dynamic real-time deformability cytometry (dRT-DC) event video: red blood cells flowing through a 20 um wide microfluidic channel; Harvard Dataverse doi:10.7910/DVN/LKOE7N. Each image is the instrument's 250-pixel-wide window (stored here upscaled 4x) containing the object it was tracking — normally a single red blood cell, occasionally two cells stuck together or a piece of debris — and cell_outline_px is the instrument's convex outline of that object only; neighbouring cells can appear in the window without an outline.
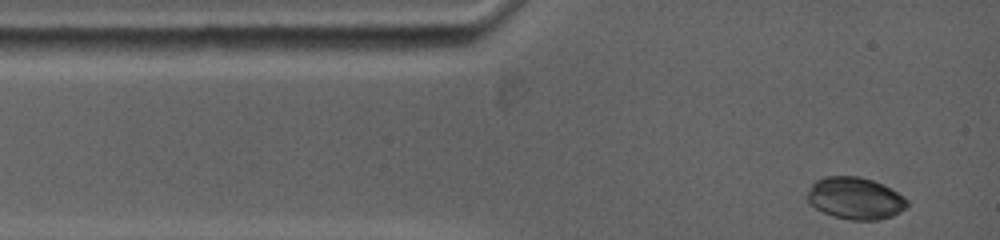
{"species": "common noctule bat (a hibernating species)", "species_latin": "Nyctalus noctula", "temperature_condition": "warm", "stored_images_in_passage": 29, "camera_frame_rate_fps": 5000, "um_per_image_px": 0.085, "animal": {"sex": "female", "body_mass_g": 19.0, "forearm_length_mm": 53.3}, "frame": {"image": 1, "passage_image": 1, "time_ms": 0.0, "image_size_px": [1000, 240], "cell_outline_px": [[908, 204], [900, 212], [892, 216], [880, 220], [852, 220], [832, 216], [808, 204], [804, 196], [812, 184], [816, 180], [824, 176], [860, 176], [872, 180], [904, 196], [908, 200]], "centroid_in_image_um": [72.64, 16.86], "position_along_channel_um": 12.4, "area_um2": 24.57}}
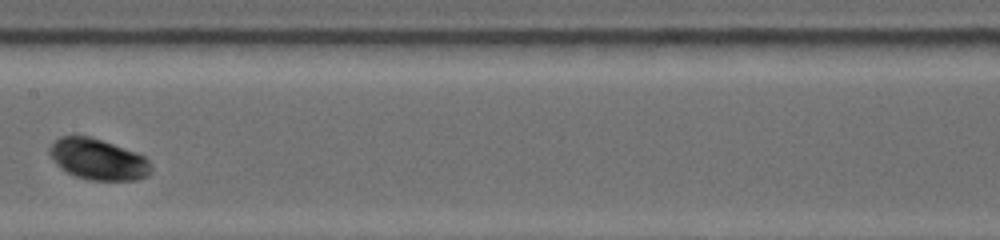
{"frame": {"image": 2, "passage_image": 13, "time_ms": 5.8, "image_size_px": [1000, 240], "cell_outline_px": [[152, 172], [148, 176], [136, 180], [88, 180], [76, 176], [60, 168], [52, 160], [48, 152], [48, 148], [52, 140], [60, 136], [88, 136], [136, 152], [144, 156], [152, 164]], "centroid_in_image_um": [8.31, 13.55], "position_along_channel_um": 199.1, "area_um2": 24.45}}
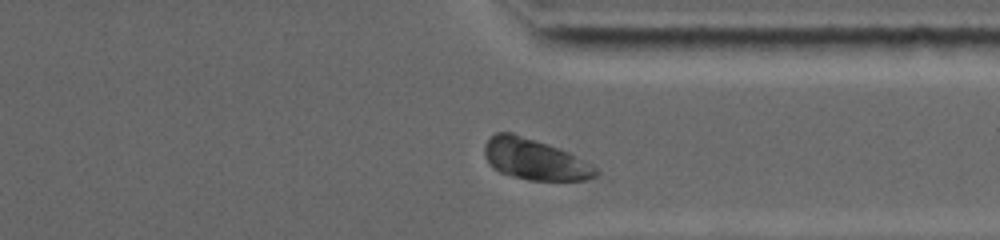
{"frame": {"image": 3, "passage_image": 25, "time_ms": 10.2, "image_size_px": [1000, 240], "cell_outline_px": [[600, 172], [596, 176], [584, 180], [528, 180], [500, 172], [492, 168], [484, 156], [484, 144], [496, 132], [512, 132], [536, 140], [568, 152], [596, 168]], "centroid_in_image_um": [45.4, 13.54], "position_along_channel_um": 366.0, "area_um2": 26.24}, "authors_computed_cell_mechanics": {"area_um2": 24.7384, "velocity_mm_per_s": 3.7939, "shape_relaxation_time_tau1_ms": 1.3522, "shape_relaxation_time_tau2_ms": null, "deformation_change_tau1": 0.0467, "deformation_change_tau2": null}}